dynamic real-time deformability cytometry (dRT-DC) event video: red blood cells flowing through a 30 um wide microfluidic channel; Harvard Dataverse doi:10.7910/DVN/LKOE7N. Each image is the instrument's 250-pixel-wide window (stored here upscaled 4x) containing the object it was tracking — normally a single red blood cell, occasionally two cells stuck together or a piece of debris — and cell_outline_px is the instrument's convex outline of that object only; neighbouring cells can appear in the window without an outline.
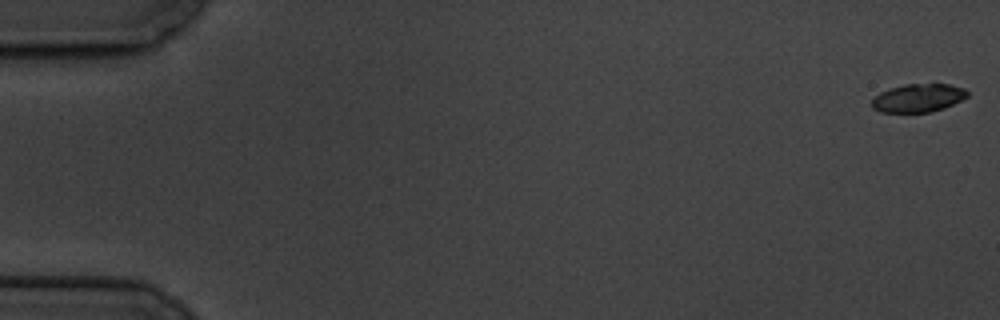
{"species": "common noctule bat (a hibernating species)", "species_latin": "Nyctalus noctula", "temperature_condition": "cold", "stored_images_in_passage": 16, "camera_frame_rate_fps": 3000, "um_per_image_px": 0.085, "animal": {"sex": "male", "body_mass_g": 19.5, "forearm_length_mm": 54.6}, "frame": {"image": 1, "passage_image": 1, "time_ms": 0.0, "image_size_px": [1000, 320], "cell_outline_px": [[968, 96], [944, 108], [932, 112], [880, 112], [872, 108], [872, 100], [880, 92], [904, 84], [948, 84], [964, 88], [968, 92]], "centroid_in_image_um": [78.04, 8.33], "position_along_channel_um": 7.0, "area_um2": 15.61}}
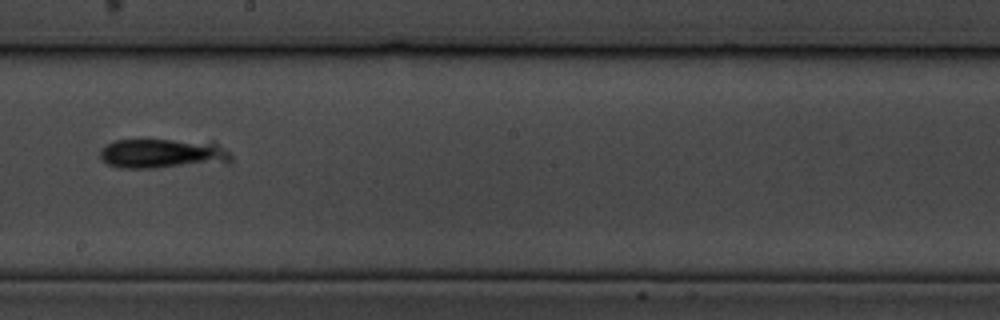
{"frame": {"image": 2, "passage_image": 10, "time_ms": 11.333, "image_size_px": [1000, 320], "cell_outline_px": [[232, 160], [228, 164], [156, 168], [120, 168], [108, 164], [100, 156], [100, 152], [108, 144], [116, 140], [212, 140], [228, 152], [232, 156]], "centroid_in_image_um": [13.96, 13.07], "position_along_channel_um": 234.2, "area_um2": 23.18}}
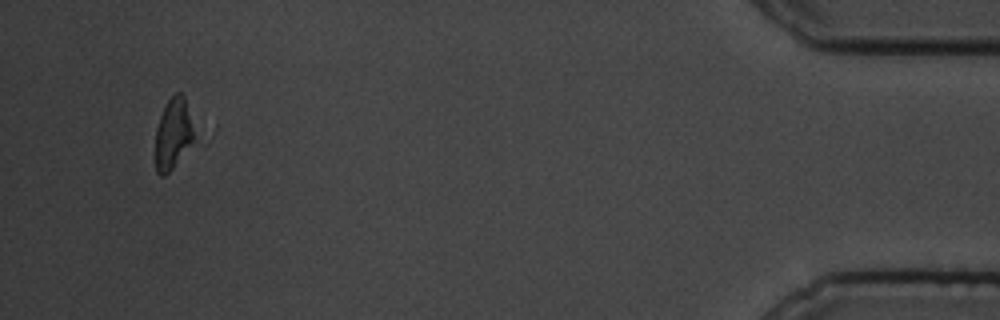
{"frame": {"image": 3, "passage_image": 16, "time_ms": 19.0, "image_size_px": [1000, 320], "cell_outline_px": [[200, 136], [172, 168], [164, 176], [160, 176], [156, 172], [156, 128], [160, 116], [168, 100], [176, 92], [180, 92], [184, 96]], "centroid_in_image_um": [14.81, 11.35], "position_along_channel_um": 420.4, "area_um2": 16.7}}